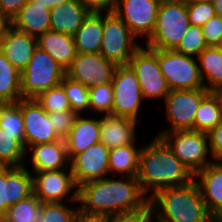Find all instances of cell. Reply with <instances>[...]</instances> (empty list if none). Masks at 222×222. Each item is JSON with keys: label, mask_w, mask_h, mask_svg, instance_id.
I'll list each match as a JSON object with an SVG mask.
<instances>
[{"label": "cell", "mask_w": 222, "mask_h": 222, "mask_svg": "<svg viewBox=\"0 0 222 222\" xmlns=\"http://www.w3.org/2000/svg\"><path fill=\"white\" fill-rule=\"evenodd\" d=\"M117 177L109 175L80 186L79 210L88 215L108 217L143 208L149 203L136 176Z\"/></svg>", "instance_id": "6da1fadb"}, {"label": "cell", "mask_w": 222, "mask_h": 222, "mask_svg": "<svg viewBox=\"0 0 222 222\" xmlns=\"http://www.w3.org/2000/svg\"><path fill=\"white\" fill-rule=\"evenodd\" d=\"M136 177L148 197L160 189L184 186L194 181V175L159 136L142 145Z\"/></svg>", "instance_id": "7a4b0ae2"}, {"label": "cell", "mask_w": 222, "mask_h": 222, "mask_svg": "<svg viewBox=\"0 0 222 222\" xmlns=\"http://www.w3.org/2000/svg\"><path fill=\"white\" fill-rule=\"evenodd\" d=\"M149 203L153 222H216L195 181L160 189L149 197Z\"/></svg>", "instance_id": "3957f363"}, {"label": "cell", "mask_w": 222, "mask_h": 222, "mask_svg": "<svg viewBox=\"0 0 222 222\" xmlns=\"http://www.w3.org/2000/svg\"><path fill=\"white\" fill-rule=\"evenodd\" d=\"M189 26L184 0L160 2L154 30L142 44L152 49L175 50Z\"/></svg>", "instance_id": "277c9868"}, {"label": "cell", "mask_w": 222, "mask_h": 222, "mask_svg": "<svg viewBox=\"0 0 222 222\" xmlns=\"http://www.w3.org/2000/svg\"><path fill=\"white\" fill-rule=\"evenodd\" d=\"M66 70L46 51L37 47L21 73L22 99H35L42 92L61 84Z\"/></svg>", "instance_id": "5b68a950"}, {"label": "cell", "mask_w": 222, "mask_h": 222, "mask_svg": "<svg viewBox=\"0 0 222 222\" xmlns=\"http://www.w3.org/2000/svg\"><path fill=\"white\" fill-rule=\"evenodd\" d=\"M173 151L174 155L195 175L212 163L206 132L177 130L156 133Z\"/></svg>", "instance_id": "8992f818"}, {"label": "cell", "mask_w": 222, "mask_h": 222, "mask_svg": "<svg viewBox=\"0 0 222 222\" xmlns=\"http://www.w3.org/2000/svg\"><path fill=\"white\" fill-rule=\"evenodd\" d=\"M114 12H103V37L100 54L116 65H127L134 52L142 45Z\"/></svg>", "instance_id": "52a82bcc"}, {"label": "cell", "mask_w": 222, "mask_h": 222, "mask_svg": "<svg viewBox=\"0 0 222 222\" xmlns=\"http://www.w3.org/2000/svg\"><path fill=\"white\" fill-rule=\"evenodd\" d=\"M157 58L170 90L205 89L196 57L157 49Z\"/></svg>", "instance_id": "ba28073f"}, {"label": "cell", "mask_w": 222, "mask_h": 222, "mask_svg": "<svg viewBox=\"0 0 222 222\" xmlns=\"http://www.w3.org/2000/svg\"><path fill=\"white\" fill-rule=\"evenodd\" d=\"M128 65L137 76L145 102L152 99L165 100L170 89L158 63L157 49L142 44L134 52Z\"/></svg>", "instance_id": "9c48e42d"}, {"label": "cell", "mask_w": 222, "mask_h": 222, "mask_svg": "<svg viewBox=\"0 0 222 222\" xmlns=\"http://www.w3.org/2000/svg\"><path fill=\"white\" fill-rule=\"evenodd\" d=\"M210 93L207 89L170 90L164 102L168 127L159 133L194 130V118L201 101Z\"/></svg>", "instance_id": "30bf717a"}, {"label": "cell", "mask_w": 222, "mask_h": 222, "mask_svg": "<svg viewBox=\"0 0 222 222\" xmlns=\"http://www.w3.org/2000/svg\"><path fill=\"white\" fill-rule=\"evenodd\" d=\"M31 173L33 176V194L42 203L71 202L73 205L79 204V188L74 182L71 167Z\"/></svg>", "instance_id": "8fae6325"}, {"label": "cell", "mask_w": 222, "mask_h": 222, "mask_svg": "<svg viewBox=\"0 0 222 222\" xmlns=\"http://www.w3.org/2000/svg\"><path fill=\"white\" fill-rule=\"evenodd\" d=\"M112 87L114 93L112 114L138 121L145 100L137 76L128 64L117 65Z\"/></svg>", "instance_id": "7c38bea8"}, {"label": "cell", "mask_w": 222, "mask_h": 222, "mask_svg": "<svg viewBox=\"0 0 222 222\" xmlns=\"http://www.w3.org/2000/svg\"><path fill=\"white\" fill-rule=\"evenodd\" d=\"M117 65L100 53H76L66 76L80 82L88 89L105 83H112Z\"/></svg>", "instance_id": "4fadbf2b"}, {"label": "cell", "mask_w": 222, "mask_h": 222, "mask_svg": "<svg viewBox=\"0 0 222 222\" xmlns=\"http://www.w3.org/2000/svg\"><path fill=\"white\" fill-rule=\"evenodd\" d=\"M159 6L158 0H117L114 12L139 40L146 41L154 30Z\"/></svg>", "instance_id": "5bb4252c"}, {"label": "cell", "mask_w": 222, "mask_h": 222, "mask_svg": "<svg viewBox=\"0 0 222 222\" xmlns=\"http://www.w3.org/2000/svg\"><path fill=\"white\" fill-rule=\"evenodd\" d=\"M27 166H0V220L9 207L33 194V176Z\"/></svg>", "instance_id": "9a60e30c"}, {"label": "cell", "mask_w": 222, "mask_h": 222, "mask_svg": "<svg viewBox=\"0 0 222 222\" xmlns=\"http://www.w3.org/2000/svg\"><path fill=\"white\" fill-rule=\"evenodd\" d=\"M19 106L24 122L25 150L36 144L61 140L49 120L48 113L35 99H21Z\"/></svg>", "instance_id": "2e32d148"}, {"label": "cell", "mask_w": 222, "mask_h": 222, "mask_svg": "<svg viewBox=\"0 0 222 222\" xmlns=\"http://www.w3.org/2000/svg\"><path fill=\"white\" fill-rule=\"evenodd\" d=\"M109 151V148L99 142L89 146L70 161L74 182L78 188L87 182L109 176Z\"/></svg>", "instance_id": "e0dca14e"}, {"label": "cell", "mask_w": 222, "mask_h": 222, "mask_svg": "<svg viewBox=\"0 0 222 222\" xmlns=\"http://www.w3.org/2000/svg\"><path fill=\"white\" fill-rule=\"evenodd\" d=\"M25 152V160L28 164L31 163V166H28L29 169L31 168V172L52 171L70 167V159L64 139L36 144L28 147Z\"/></svg>", "instance_id": "ac0fdd59"}, {"label": "cell", "mask_w": 222, "mask_h": 222, "mask_svg": "<svg viewBox=\"0 0 222 222\" xmlns=\"http://www.w3.org/2000/svg\"><path fill=\"white\" fill-rule=\"evenodd\" d=\"M138 121L113 114L100 115V142L113 149L137 144Z\"/></svg>", "instance_id": "d6986e66"}, {"label": "cell", "mask_w": 222, "mask_h": 222, "mask_svg": "<svg viewBox=\"0 0 222 222\" xmlns=\"http://www.w3.org/2000/svg\"><path fill=\"white\" fill-rule=\"evenodd\" d=\"M37 47V37L21 32L13 26L0 39L1 52L21 73L27 67Z\"/></svg>", "instance_id": "ffe728a7"}, {"label": "cell", "mask_w": 222, "mask_h": 222, "mask_svg": "<svg viewBox=\"0 0 222 222\" xmlns=\"http://www.w3.org/2000/svg\"><path fill=\"white\" fill-rule=\"evenodd\" d=\"M208 212L219 220L222 216V165L211 163L194 175Z\"/></svg>", "instance_id": "44dd1931"}, {"label": "cell", "mask_w": 222, "mask_h": 222, "mask_svg": "<svg viewBox=\"0 0 222 222\" xmlns=\"http://www.w3.org/2000/svg\"><path fill=\"white\" fill-rule=\"evenodd\" d=\"M86 114L78 115L69 135L64 139L70 161L89 146L100 142V115L97 118H86Z\"/></svg>", "instance_id": "7402d4cb"}, {"label": "cell", "mask_w": 222, "mask_h": 222, "mask_svg": "<svg viewBox=\"0 0 222 222\" xmlns=\"http://www.w3.org/2000/svg\"><path fill=\"white\" fill-rule=\"evenodd\" d=\"M91 11L81 0H70L50 11V30L74 35Z\"/></svg>", "instance_id": "603a6c76"}, {"label": "cell", "mask_w": 222, "mask_h": 222, "mask_svg": "<svg viewBox=\"0 0 222 222\" xmlns=\"http://www.w3.org/2000/svg\"><path fill=\"white\" fill-rule=\"evenodd\" d=\"M37 46L49 53L65 70L71 66L77 53L72 35L53 30L39 35Z\"/></svg>", "instance_id": "cb8c5ba5"}, {"label": "cell", "mask_w": 222, "mask_h": 222, "mask_svg": "<svg viewBox=\"0 0 222 222\" xmlns=\"http://www.w3.org/2000/svg\"><path fill=\"white\" fill-rule=\"evenodd\" d=\"M50 11L29 0L12 20V26L21 32L38 37L50 30Z\"/></svg>", "instance_id": "d4e9b609"}, {"label": "cell", "mask_w": 222, "mask_h": 222, "mask_svg": "<svg viewBox=\"0 0 222 222\" xmlns=\"http://www.w3.org/2000/svg\"><path fill=\"white\" fill-rule=\"evenodd\" d=\"M73 37L77 53H99L103 37V12L91 11Z\"/></svg>", "instance_id": "484cf974"}, {"label": "cell", "mask_w": 222, "mask_h": 222, "mask_svg": "<svg viewBox=\"0 0 222 222\" xmlns=\"http://www.w3.org/2000/svg\"><path fill=\"white\" fill-rule=\"evenodd\" d=\"M204 87L210 92L222 89V52L207 46L197 57Z\"/></svg>", "instance_id": "4316f807"}, {"label": "cell", "mask_w": 222, "mask_h": 222, "mask_svg": "<svg viewBox=\"0 0 222 222\" xmlns=\"http://www.w3.org/2000/svg\"><path fill=\"white\" fill-rule=\"evenodd\" d=\"M138 147L136 144H130L110 149L108 157L109 175L137 176L142 146L139 145Z\"/></svg>", "instance_id": "83f0119b"}, {"label": "cell", "mask_w": 222, "mask_h": 222, "mask_svg": "<svg viewBox=\"0 0 222 222\" xmlns=\"http://www.w3.org/2000/svg\"><path fill=\"white\" fill-rule=\"evenodd\" d=\"M222 121V103L216 92H210L200 103L194 118V130L208 133Z\"/></svg>", "instance_id": "f1b7e54d"}, {"label": "cell", "mask_w": 222, "mask_h": 222, "mask_svg": "<svg viewBox=\"0 0 222 222\" xmlns=\"http://www.w3.org/2000/svg\"><path fill=\"white\" fill-rule=\"evenodd\" d=\"M21 72H19L0 50V103L20 101Z\"/></svg>", "instance_id": "f546056e"}, {"label": "cell", "mask_w": 222, "mask_h": 222, "mask_svg": "<svg viewBox=\"0 0 222 222\" xmlns=\"http://www.w3.org/2000/svg\"><path fill=\"white\" fill-rule=\"evenodd\" d=\"M42 202L34 194L7 209L0 222H41Z\"/></svg>", "instance_id": "4dcf8cb0"}, {"label": "cell", "mask_w": 222, "mask_h": 222, "mask_svg": "<svg viewBox=\"0 0 222 222\" xmlns=\"http://www.w3.org/2000/svg\"><path fill=\"white\" fill-rule=\"evenodd\" d=\"M25 151L24 146L14 137V134L0 128V166H24Z\"/></svg>", "instance_id": "1f68e13d"}, {"label": "cell", "mask_w": 222, "mask_h": 222, "mask_svg": "<svg viewBox=\"0 0 222 222\" xmlns=\"http://www.w3.org/2000/svg\"><path fill=\"white\" fill-rule=\"evenodd\" d=\"M0 128L7 130L24 146V122L19 101L0 103Z\"/></svg>", "instance_id": "d6a6232c"}, {"label": "cell", "mask_w": 222, "mask_h": 222, "mask_svg": "<svg viewBox=\"0 0 222 222\" xmlns=\"http://www.w3.org/2000/svg\"><path fill=\"white\" fill-rule=\"evenodd\" d=\"M69 100L71 110L78 114L89 112V89L80 82L65 76L60 84Z\"/></svg>", "instance_id": "836d02e7"}, {"label": "cell", "mask_w": 222, "mask_h": 222, "mask_svg": "<svg viewBox=\"0 0 222 222\" xmlns=\"http://www.w3.org/2000/svg\"><path fill=\"white\" fill-rule=\"evenodd\" d=\"M79 211V205L73 206L69 202L42 203L41 222H74Z\"/></svg>", "instance_id": "e575fe53"}, {"label": "cell", "mask_w": 222, "mask_h": 222, "mask_svg": "<svg viewBox=\"0 0 222 222\" xmlns=\"http://www.w3.org/2000/svg\"><path fill=\"white\" fill-rule=\"evenodd\" d=\"M114 93L112 83H105L89 89V112L97 115L112 114Z\"/></svg>", "instance_id": "d590c367"}, {"label": "cell", "mask_w": 222, "mask_h": 222, "mask_svg": "<svg viewBox=\"0 0 222 222\" xmlns=\"http://www.w3.org/2000/svg\"><path fill=\"white\" fill-rule=\"evenodd\" d=\"M35 100L47 113L71 110L69 100L61 85L42 92Z\"/></svg>", "instance_id": "8d00e7d4"}, {"label": "cell", "mask_w": 222, "mask_h": 222, "mask_svg": "<svg viewBox=\"0 0 222 222\" xmlns=\"http://www.w3.org/2000/svg\"><path fill=\"white\" fill-rule=\"evenodd\" d=\"M206 47L207 44L204 40L202 28L190 25L175 51L197 58Z\"/></svg>", "instance_id": "74e56055"}, {"label": "cell", "mask_w": 222, "mask_h": 222, "mask_svg": "<svg viewBox=\"0 0 222 222\" xmlns=\"http://www.w3.org/2000/svg\"><path fill=\"white\" fill-rule=\"evenodd\" d=\"M187 12L190 25L200 27L216 15L211 0L187 3Z\"/></svg>", "instance_id": "f35d334b"}, {"label": "cell", "mask_w": 222, "mask_h": 222, "mask_svg": "<svg viewBox=\"0 0 222 222\" xmlns=\"http://www.w3.org/2000/svg\"><path fill=\"white\" fill-rule=\"evenodd\" d=\"M78 115L79 114L73 110L48 113L49 120L52 123L56 134L61 139H65L69 135Z\"/></svg>", "instance_id": "ab89813d"}, {"label": "cell", "mask_w": 222, "mask_h": 222, "mask_svg": "<svg viewBox=\"0 0 222 222\" xmlns=\"http://www.w3.org/2000/svg\"><path fill=\"white\" fill-rule=\"evenodd\" d=\"M107 222H153V212L150 203L145 207L121 212L107 217Z\"/></svg>", "instance_id": "60d3db41"}, {"label": "cell", "mask_w": 222, "mask_h": 222, "mask_svg": "<svg viewBox=\"0 0 222 222\" xmlns=\"http://www.w3.org/2000/svg\"><path fill=\"white\" fill-rule=\"evenodd\" d=\"M207 135L212 163L222 165V121Z\"/></svg>", "instance_id": "b9f144b4"}, {"label": "cell", "mask_w": 222, "mask_h": 222, "mask_svg": "<svg viewBox=\"0 0 222 222\" xmlns=\"http://www.w3.org/2000/svg\"><path fill=\"white\" fill-rule=\"evenodd\" d=\"M201 28L207 46H215L222 34V17L215 15Z\"/></svg>", "instance_id": "7bdbcfd3"}, {"label": "cell", "mask_w": 222, "mask_h": 222, "mask_svg": "<svg viewBox=\"0 0 222 222\" xmlns=\"http://www.w3.org/2000/svg\"><path fill=\"white\" fill-rule=\"evenodd\" d=\"M29 0H0V11L11 21Z\"/></svg>", "instance_id": "ee69618b"}, {"label": "cell", "mask_w": 222, "mask_h": 222, "mask_svg": "<svg viewBox=\"0 0 222 222\" xmlns=\"http://www.w3.org/2000/svg\"><path fill=\"white\" fill-rule=\"evenodd\" d=\"M90 10L95 12L114 11L117 0H81Z\"/></svg>", "instance_id": "f6af8a7d"}, {"label": "cell", "mask_w": 222, "mask_h": 222, "mask_svg": "<svg viewBox=\"0 0 222 222\" xmlns=\"http://www.w3.org/2000/svg\"><path fill=\"white\" fill-rule=\"evenodd\" d=\"M74 222H107V217L98 216V215H88L79 211L77 213V216Z\"/></svg>", "instance_id": "bcb514c9"}, {"label": "cell", "mask_w": 222, "mask_h": 222, "mask_svg": "<svg viewBox=\"0 0 222 222\" xmlns=\"http://www.w3.org/2000/svg\"><path fill=\"white\" fill-rule=\"evenodd\" d=\"M35 4H40L44 6L46 9H53L55 6L62 4L63 2H68L70 0H31Z\"/></svg>", "instance_id": "7dc6e473"}, {"label": "cell", "mask_w": 222, "mask_h": 222, "mask_svg": "<svg viewBox=\"0 0 222 222\" xmlns=\"http://www.w3.org/2000/svg\"><path fill=\"white\" fill-rule=\"evenodd\" d=\"M11 26L12 21L0 11V39Z\"/></svg>", "instance_id": "c3c4849f"}, {"label": "cell", "mask_w": 222, "mask_h": 222, "mask_svg": "<svg viewBox=\"0 0 222 222\" xmlns=\"http://www.w3.org/2000/svg\"><path fill=\"white\" fill-rule=\"evenodd\" d=\"M212 5L214 6L216 15L222 17V0H211Z\"/></svg>", "instance_id": "681fc988"}, {"label": "cell", "mask_w": 222, "mask_h": 222, "mask_svg": "<svg viewBox=\"0 0 222 222\" xmlns=\"http://www.w3.org/2000/svg\"><path fill=\"white\" fill-rule=\"evenodd\" d=\"M215 47L222 52V34L219 37L218 42L215 44Z\"/></svg>", "instance_id": "f907efd6"}, {"label": "cell", "mask_w": 222, "mask_h": 222, "mask_svg": "<svg viewBox=\"0 0 222 222\" xmlns=\"http://www.w3.org/2000/svg\"><path fill=\"white\" fill-rule=\"evenodd\" d=\"M186 3H193V2H202V1H209V0H184Z\"/></svg>", "instance_id": "816d5d0a"}, {"label": "cell", "mask_w": 222, "mask_h": 222, "mask_svg": "<svg viewBox=\"0 0 222 222\" xmlns=\"http://www.w3.org/2000/svg\"><path fill=\"white\" fill-rule=\"evenodd\" d=\"M216 93L219 96L221 103H222V89L217 90Z\"/></svg>", "instance_id": "f5cc1de1"}, {"label": "cell", "mask_w": 222, "mask_h": 222, "mask_svg": "<svg viewBox=\"0 0 222 222\" xmlns=\"http://www.w3.org/2000/svg\"><path fill=\"white\" fill-rule=\"evenodd\" d=\"M159 2H166V1H174V0H158Z\"/></svg>", "instance_id": "db71d44e"}, {"label": "cell", "mask_w": 222, "mask_h": 222, "mask_svg": "<svg viewBox=\"0 0 222 222\" xmlns=\"http://www.w3.org/2000/svg\"><path fill=\"white\" fill-rule=\"evenodd\" d=\"M219 222H222V216L219 218V220H218Z\"/></svg>", "instance_id": "11a10c76"}]
</instances>
